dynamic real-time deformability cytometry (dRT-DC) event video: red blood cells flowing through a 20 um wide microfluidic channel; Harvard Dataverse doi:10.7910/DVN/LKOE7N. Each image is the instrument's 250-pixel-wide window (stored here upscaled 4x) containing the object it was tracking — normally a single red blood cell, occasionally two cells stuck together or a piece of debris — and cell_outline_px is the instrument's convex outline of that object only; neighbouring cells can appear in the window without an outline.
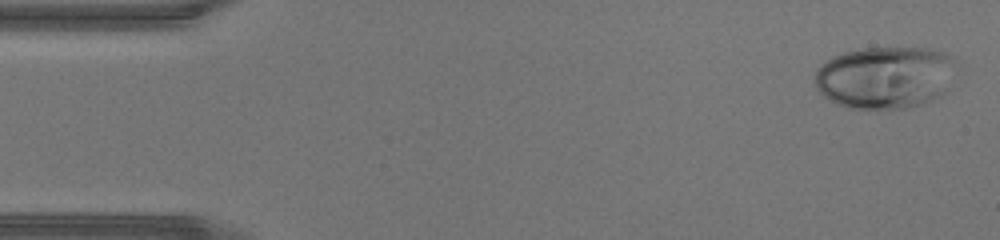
{"species": "human", "species_latin": "Homo sapiens", "temperature_condition": "warm", "stored_images_in_passage": 43, "camera_frame_rate_fps": 3000, "um_per_image_px": 0.085, "donor": {"sex": "male"}, "frame": {"image": 1, "passage_image": 1, "time_ms": 0.0, "image_size_px": [1000, 240], "cell_outline_px": [[952, 60], [944, 92], [940, 96], [932, 100], [908, 108], [848, 108], [824, 96], [816, 88], [816, 68], [820, 64], [832, 56], [844, 52], [864, 48], [928, 48], [944, 52], [952, 56]], "centroid_in_image_um": [75.15, 6.56], "position_along_channel_um": 9.8, "area_um2": 50.52}}
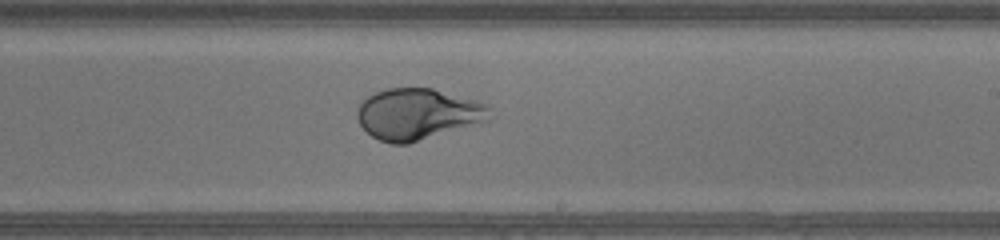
{"frame": {"image": 2, "passage_image": 25, "time_ms": 8.0, "image_size_px": [1000, 240], "cell_outline_px": [[496, 116], [492, 120], [408, 144], [392, 144], [380, 140], [372, 136], [360, 124], [356, 116], [356, 112], [360, 104], [368, 96], [384, 88], [432, 88], [476, 100], [488, 104], [492, 108]], "centroid_in_image_um": [35.59, 9.7], "position_along_channel_um": 253.4, "area_um2": 40.11}}
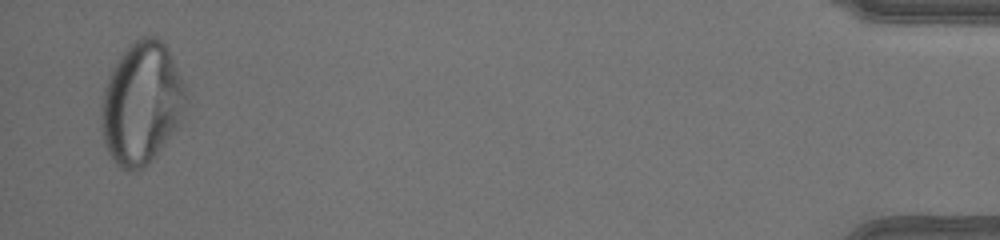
{"frame": {"image": 3, "passage_image": 42, "time_ms": 13.667, "image_size_px": [1000, 240], "cell_outline_px": [[188, 96], [180, 120], [176, 128], [148, 164], [144, 168], [132, 172], [120, 168], [116, 164], [108, 152], [104, 140], [100, 116], [104, 88], [108, 76], [112, 68], [120, 56], [140, 36], [156, 36], [168, 48], [188, 92]], "centroid_in_image_um": [12.03, 8.78], "position_along_channel_um": 423.2, "area_um2": 59.94}}